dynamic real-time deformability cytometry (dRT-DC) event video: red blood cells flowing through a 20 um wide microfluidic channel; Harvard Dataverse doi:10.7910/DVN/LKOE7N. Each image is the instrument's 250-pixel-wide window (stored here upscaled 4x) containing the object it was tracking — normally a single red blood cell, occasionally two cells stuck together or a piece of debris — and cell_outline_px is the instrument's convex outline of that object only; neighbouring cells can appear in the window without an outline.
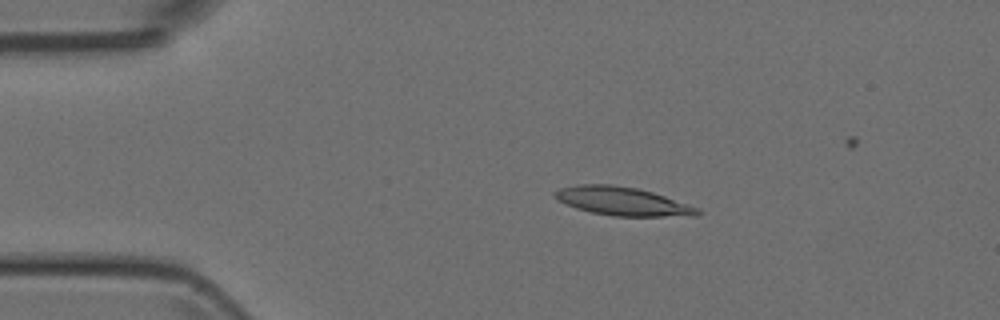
{"species": "Egyptian fruit bat (a non-hibernating species)", "species_latin": "Rousettus aegyptiacus", "temperature_condition": "room temperature", "stored_images_in_passage": 40, "camera_frame_rate_fps": 3000, "um_per_image_px": 0.085, "animal": {"sex": "female"}, "frame": {"image": 1, "passage_image": 5, "time_ms": 1.333, "image_size_px": [1000, 320], "cell_outline_px": [[704, 212], [696, 216], [612, 216], [592, 212], [576, 208], [556, 200], [552, 196], [552, 192], [560, 188], [576, 184], [612, 184], [636, 188], [652, 192], [700, 208]], "centroid_in_image_um": [52.89, 17.1], "position_along_channel_um": 32.1, "area_um2": 23.87}}
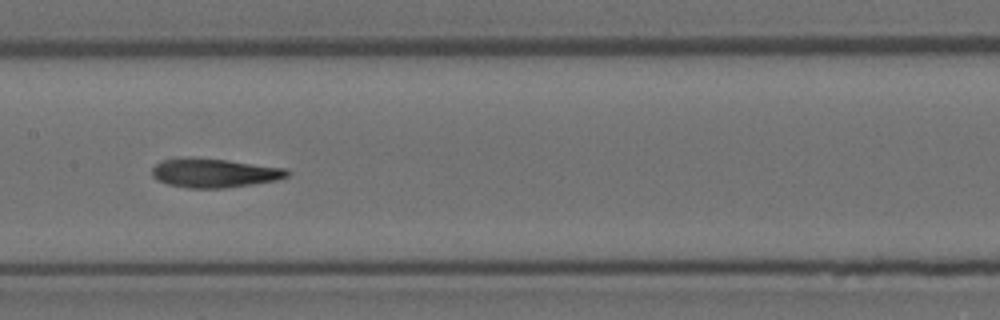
{"frame": {"image": 2, "passage_image": 20, "time_ms": 6.333, "image_size_px": [1000, 320], "cell_outline_px": [[292, 172], [288, 176], [276, 180], [252, 184], [224, 188], [188, 188], [168, 184], [156, 180], [152, 176], [152, 168], [156, 164], [164, 160], [192, 156], [228, 160], [288, 168]], "centroid_in_image_um": [18.23, 14.69], "position_along_channel_um": 189.2, "area_um2": 23.12}}
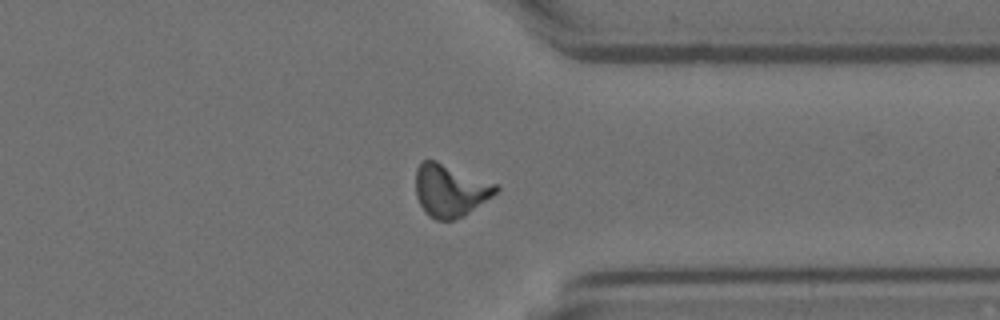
{"frame": {"image": 3, "passage_image": 34, "time_ms": 11.0, "image_size_px": [1000, 320], "cell_outline_px": [[500, 188], [492, 196], [464, 216], [452, 220], [436, 220], [428, 216], [424, 212], [416, 196], [416, 168], [424, 160], [436, 160], [496, 184]], "centroid_in_image_um": [38.24, 16.2], "position_along_channel_um": 373.2, "area_um2": 24.39}}